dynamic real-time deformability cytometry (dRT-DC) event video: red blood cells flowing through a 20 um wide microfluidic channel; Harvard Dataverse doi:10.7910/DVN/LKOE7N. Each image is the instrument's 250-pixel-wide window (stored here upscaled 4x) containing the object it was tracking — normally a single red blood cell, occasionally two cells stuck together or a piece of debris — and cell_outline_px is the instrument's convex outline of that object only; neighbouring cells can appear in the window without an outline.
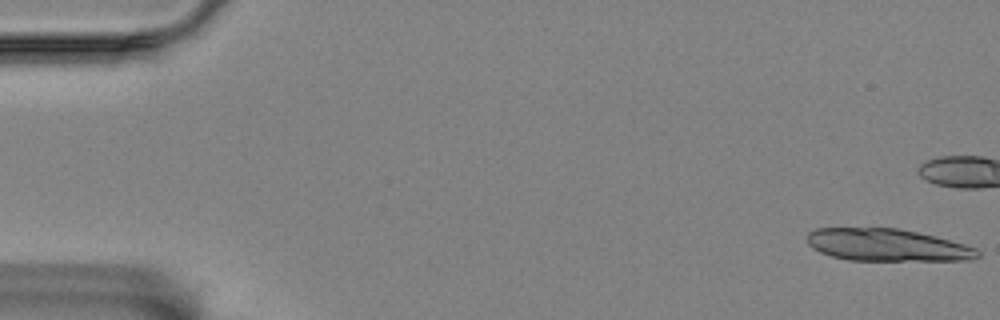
{"species": "Egyptian fruit bat (a non-hibernating species)", "species_latin": "Rousettus aegyptiacus", "temperature_condition": "room temperature", "stored_images_in_passage": 16, "camera_frame_rate_fps": 3000, "um_per_image_px": 0.085, "animal": {"sex": "female"}, "frame": {"image": 1, "passage_image": 1, "time_ms": 0.0, "image_size_px": [1000, 320], "cell_outline_px": [[980, 256], [972, 260], [848, 260], [832, 256], [820, 252], [812, 248], [808, 244], [808, 232], [816, 228], [896, 228], [916, 232], [964, 244], [976, 248], [980, 252]], "centroid_in_image_um": [75.39, 20.83], "position_along_channel_um": 9.6, "area_um2": 31.85}}